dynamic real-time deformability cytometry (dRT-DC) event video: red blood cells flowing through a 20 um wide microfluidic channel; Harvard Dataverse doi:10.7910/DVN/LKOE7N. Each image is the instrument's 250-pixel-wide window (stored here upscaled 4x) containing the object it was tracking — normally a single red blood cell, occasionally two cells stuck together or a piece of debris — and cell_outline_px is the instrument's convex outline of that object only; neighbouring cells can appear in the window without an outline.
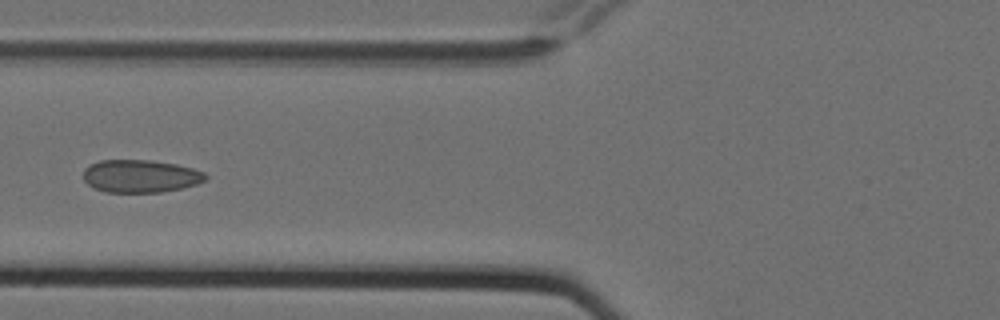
{"species": "Egyptian fruit bat (a non-hibernating species)", "species_latin": "Rousettus aegyptiacus", "temperature_condition": "cold", "stored_images_in_passage": 9, "camera_frame_rate_fps": 3000, "um_per_image_px": 0.085, "animal": {"sex": "female"}, "frame": {"image": 1, "passage_image": 6, "time_ms": 1.667, "image_size_px": [1000, 320], "cell_outline_px": [[208, 176], [204, 180], [196, 184], [180, 188], [160, 192], [104, 192], [92, 188], [84, 180], [84, 168], [88, 164], [100, 160], [148, 160], [176, 164], [192, 168], [204, 172]], "centroid_in_image_um": [11.89, 14.97], "position_along_channel_um": 113.9, "area_um2": 23.35}}
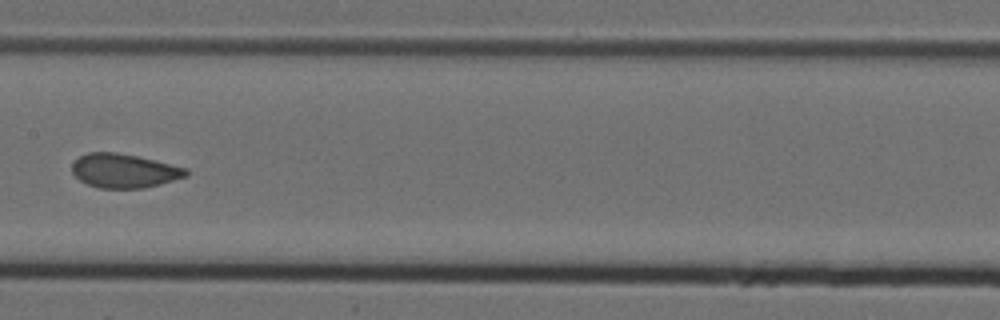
{"frame": {"image": 2, "passage_image": 8, "time_ms": 2.333, "image_size_px": [1000, 320], "cell_outline_px": [[188, 176], [160, 184], [144, 188], [100, 188], [88, 184], [80, 180], [72, 172], [72, 164], [80, 156], [88, 152], [116, 152], [136, 156], [188, 168]], "centroid_in_image_um": [10.56, 14.52], "position_along_channel_um": 196.8, "area_um2": 22.48}}
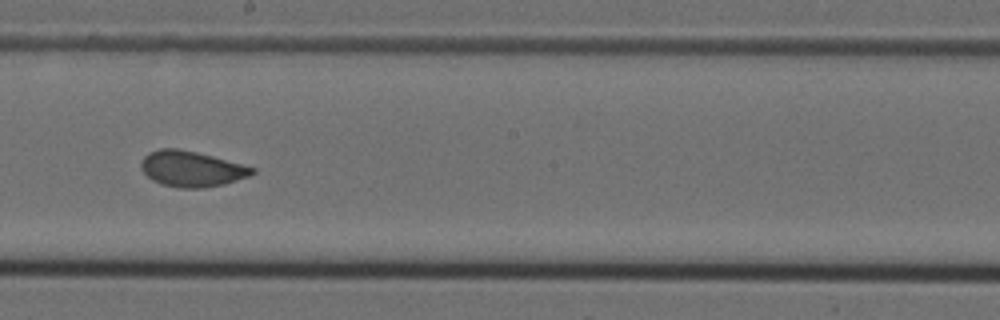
{"frame": {"image": 3, "passage_image": 9, "time_ms": 2.667, "image_size_px": [1000, 320], "cell_outline_px": [[256, 172], [248, 176], [224, 184], [204, 188], [180, 188], [160, 184], [152, 180], [140, 168], [140, 164], [144, 156], [148, 152], [160, 148], [180, 148], [212, 156], [256, 168]], "centroid_in_image_um": [16.25, 14.35], "position_along_channel_um": 231.9, "area_um2": 23.12}}